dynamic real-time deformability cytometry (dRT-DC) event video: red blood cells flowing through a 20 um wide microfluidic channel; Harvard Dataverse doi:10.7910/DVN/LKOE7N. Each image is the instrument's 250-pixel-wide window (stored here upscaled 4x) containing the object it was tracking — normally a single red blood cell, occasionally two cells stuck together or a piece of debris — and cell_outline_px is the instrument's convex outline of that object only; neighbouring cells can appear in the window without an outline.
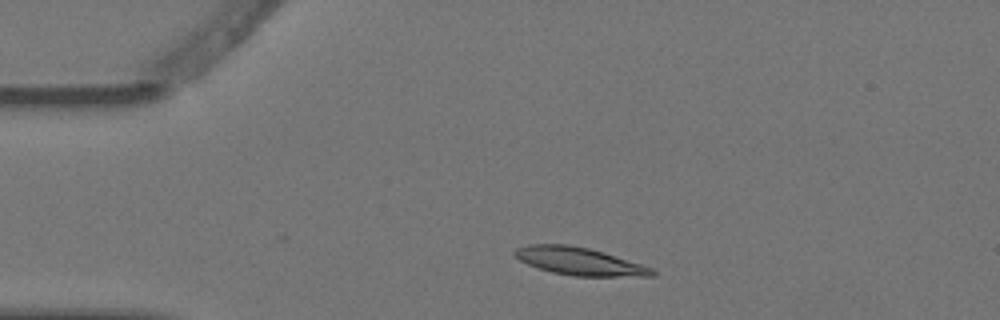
{"species": "Egyptian fruit bat (a non-hibernating species)", "species_latin": "Rousettus aegyptiacus", "temperature_condition": "warm", "stored_images_in_passage": 2, "camera_frame_rate_fps": 3000, "um_per_image_px": 0.085, "animal": {"sex": "female"}, "frame": {"image": 1, "passage_image": 1, "time_ms": 0.0, "image_size_px": [1000, 320], "cell_outline_px": [[656, 276], [576, 276], [552, 272], [528, 264], [520, 260], [512, 252], [516, 248], [528, 244], [568, 244], [588, 248], [604, 252], [652, 268], [656, 272]], "centroid_in_image_um": [49.24, 22.2], "position_along_channel_um": 35.8, "area_um2": 21.96}}